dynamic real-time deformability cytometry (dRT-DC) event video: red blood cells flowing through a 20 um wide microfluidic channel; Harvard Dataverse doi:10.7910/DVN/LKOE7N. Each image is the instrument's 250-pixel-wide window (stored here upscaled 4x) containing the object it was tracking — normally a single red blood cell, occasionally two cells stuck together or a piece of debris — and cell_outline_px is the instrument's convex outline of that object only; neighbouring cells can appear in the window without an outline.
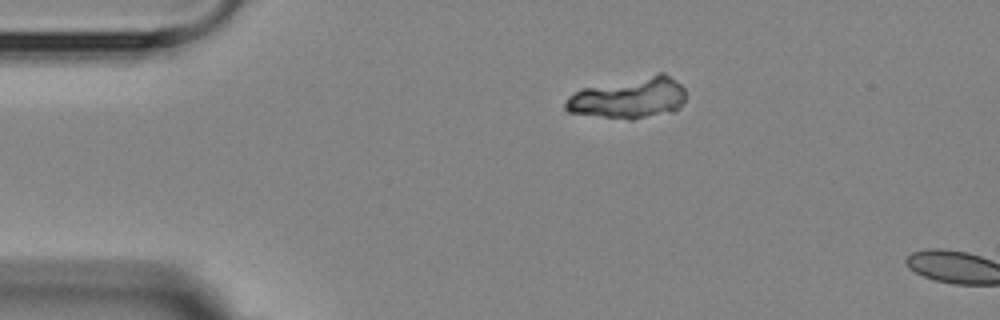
{"species": "Egyptian fruit bat (a non-hibernating species)", "species_latin": "Rousettus aegyptiacus", "temperature_condition": "room temperature", "stored_images_in_passage": 2, "camera_frame_rate_fps": 3000, "um_per_image_px": 0.085, "animal": {"sex": "female"}, "frame": {"image": 1, "passage_image": 1, "time_ms": 0.0, "image_size_px": [1000, 320], "cell_outline_px": [[684, 100], [672, 112], [632, 120], [628, 120], [568, 112], [564, 108], [564, 104], [568, 96], [584, 88], [660, 72], [664, 72], [676, 80], [684, 88]], "centroid_in_image_um": [53.46, 8.32], "position_along_channel_um": 31.5, "area_um2": 28.67}}